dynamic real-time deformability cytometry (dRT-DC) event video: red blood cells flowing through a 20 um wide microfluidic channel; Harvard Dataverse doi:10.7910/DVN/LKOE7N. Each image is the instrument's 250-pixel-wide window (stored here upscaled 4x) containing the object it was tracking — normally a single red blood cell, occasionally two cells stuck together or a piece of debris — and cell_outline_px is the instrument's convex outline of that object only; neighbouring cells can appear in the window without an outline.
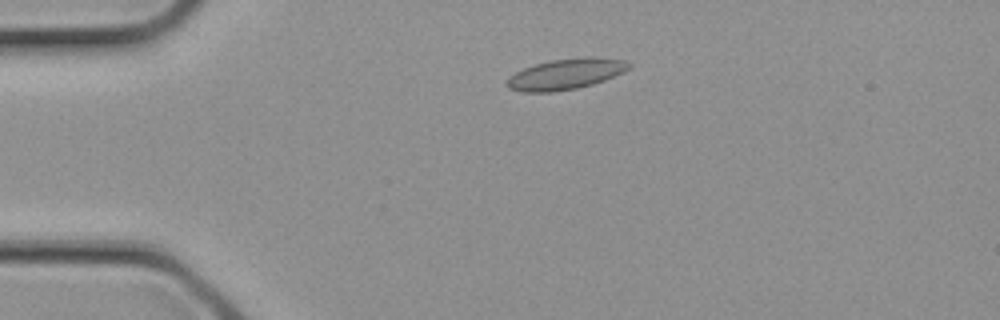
{"species": "common noctule bat (a hibernating species)", "species_latin": "Nyctalus noctula", "temperature_condition": "cold", "stored_images_in_passage": 3, "camera_frame_rate_fps": 3000, "um_per_image_px": 0.085, "animal": {"sex": "female", "body_mass_g": 21.9}, "frame": {"image": 1, "passage_image": 2, "time_ms": 0.333, "image_size_px": [1000, 320], "cell_outline_px": [[632, 64], [624, 72], [604, 80], [592, 84], [576, 88], [552, 92], [524, 92], [508, 88], [504, 84], [508, 76], [524, 68], [536, 64], [552, 60], [584, 56], [596, 56], [624, 60]], "centroid_in_image_um": [48.08, 6.29], "position_along_channel_um": 36.9, "area_um2": 21.96}}
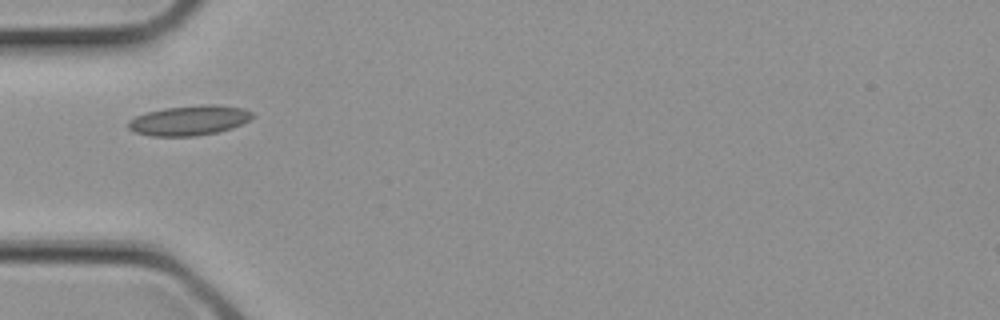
{"frame": {"image": 2, "passage_image": 3, "time_ms": 0.667, "image_size_px": [1000, 320], "cell_outline_px": [[252, 116], [248, 120], [232, 128], [216, 132], [196, 136], [152, 136], [136, 132], [128, 128], [128, 120], [136, 116], [148, 112], [164, 108], [204, 104], [212, 104], [244, 108], [252, 112]], "centroid_in_image_um": [16.07, 10.23], "position_along_channel_um": 68.9, "area_um2": 21.44}}